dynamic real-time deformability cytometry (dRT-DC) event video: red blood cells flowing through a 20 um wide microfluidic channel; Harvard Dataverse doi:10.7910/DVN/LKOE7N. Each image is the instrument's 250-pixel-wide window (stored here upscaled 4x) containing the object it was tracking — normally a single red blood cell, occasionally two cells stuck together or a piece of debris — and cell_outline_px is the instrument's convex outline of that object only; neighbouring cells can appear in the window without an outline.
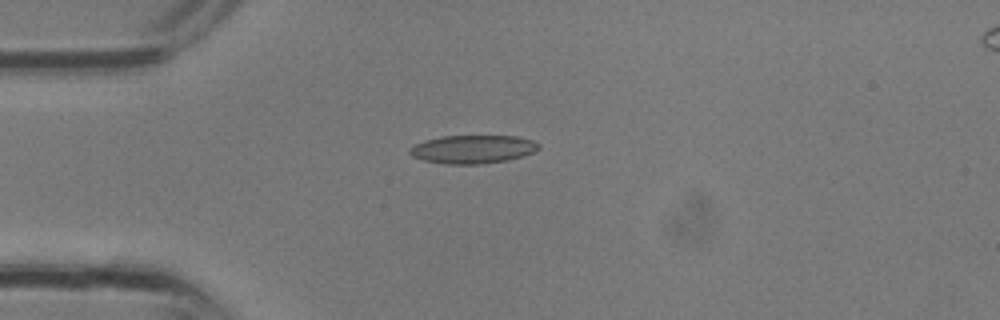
{"species": "common noctule bat (a hibernating species)", "species_latin": "Nyctalus noctula", "temperature_condition": "room temperature", "stored_images_in_passage": 3, "camera_frame_rate_fps": 3000, "um_per_image_px": 0.085, "animal": {"sex": "male", "body_mass_g": 13.3}, "frame": {"image": 1, "passage_image": 3, "time_ms": 0.667, "image_size_px": [1000, 320], "cell_outline_px": [[540, 148], [532, 152], [508, 160], [484, 164], [444, 164], [424, 160], [412, 156], [408, 152], [408, 148], [424, 140], [440, 136], [516, 136], [532, 140], [540, 144]], "centroid_in_image_um": [40.15, 12.68], "position_along_channel_um": 44.8, "area_um2": 21.33}}